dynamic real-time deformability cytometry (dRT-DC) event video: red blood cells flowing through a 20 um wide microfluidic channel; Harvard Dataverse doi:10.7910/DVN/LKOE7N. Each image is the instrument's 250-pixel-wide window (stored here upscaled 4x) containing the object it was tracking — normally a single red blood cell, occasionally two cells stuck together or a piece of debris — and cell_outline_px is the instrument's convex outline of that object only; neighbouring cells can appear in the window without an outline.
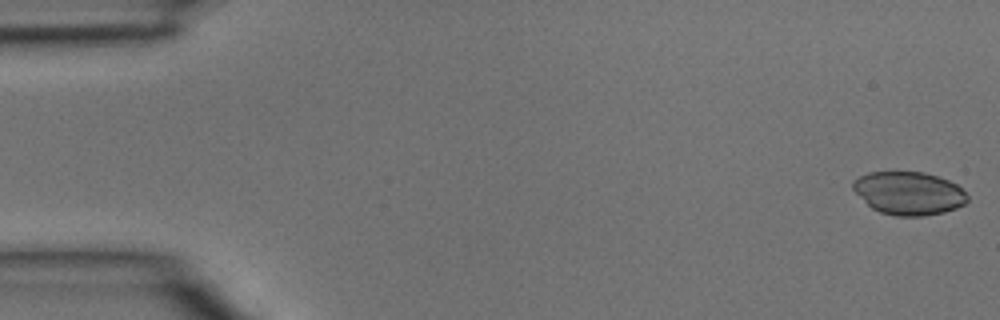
{"species": "common noctule bat (a hibernating species)", "species_latin": "Nyctalus noctula", "temperature_condition": "room temperature", "stored_images_in_passage": 40, "camera_frame_rate_fps": 3000, "um_per_image_px": 0.085, "animal": {"sex": "male", "body_mass_g": 15.6}, "frame": {"image": 1, "passage_image": 1, "time_ms": 0.0, "image_size_px": [1000, 320], "cell_outline_px": [[968, 200], [964, 204], [956, 208], [944, 212], [924, 216], [896, 216], [880, 212], [872, 208], [852, 188], [852, 180], [868, 172], [924, 172], [948, 180], [956, 184], [968, 196]], "centroid_in_image_um": [77.24, 16.42], "position_along_channel_um": 7.8, "area_um2": 28.61}}
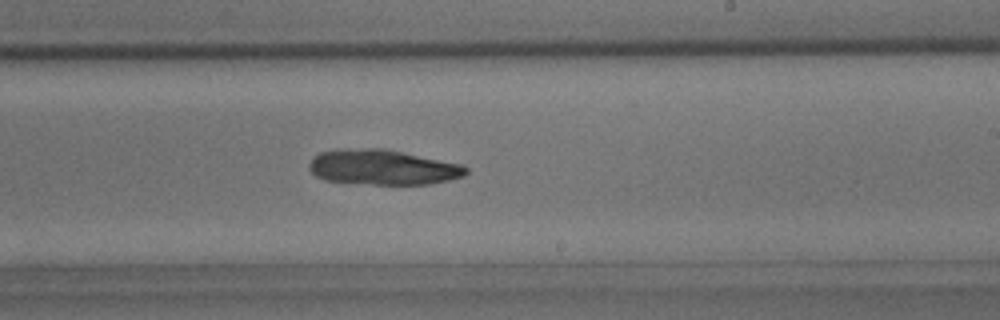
{"frame": {"image": 2, "passage_image": 24, "time_ms": 7.667, "image_size_px": [1000, 320], "cell_outline_px": [[468, 172], [464, 176], [448, 180], [428, 184], [372, 184], [324, 180], [316, 176], [308, 168], [308, 164], [320, 152], [336, 148], [384, 148], [464, 164], [468, 168]], "centroid_in_image_um": [32.55, 14.2], "position_along_channel_um": 256.5, "area_um2": 32.37}}
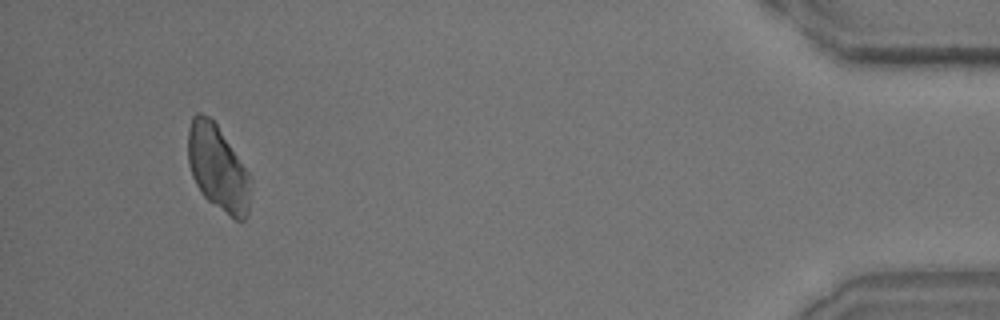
{"frame": {"image": 3, "passage_image": 38, "time_ms": 12.333, "image_size_px": [1000, 320], "cell_outline_px": [[252, 180], [248, 216], [244, 220], [236, 220], [208, 200], [200, 192], [192, 176], [188, 164], [188, 128], [192, 116], [196, 112], [200, 112], [208, 116], [216, 124], [252, 176]], "centroid_in_image_um": [18.53, 14.28], "position_along_channel_um": 416.7, "area_um2": 31.5}}